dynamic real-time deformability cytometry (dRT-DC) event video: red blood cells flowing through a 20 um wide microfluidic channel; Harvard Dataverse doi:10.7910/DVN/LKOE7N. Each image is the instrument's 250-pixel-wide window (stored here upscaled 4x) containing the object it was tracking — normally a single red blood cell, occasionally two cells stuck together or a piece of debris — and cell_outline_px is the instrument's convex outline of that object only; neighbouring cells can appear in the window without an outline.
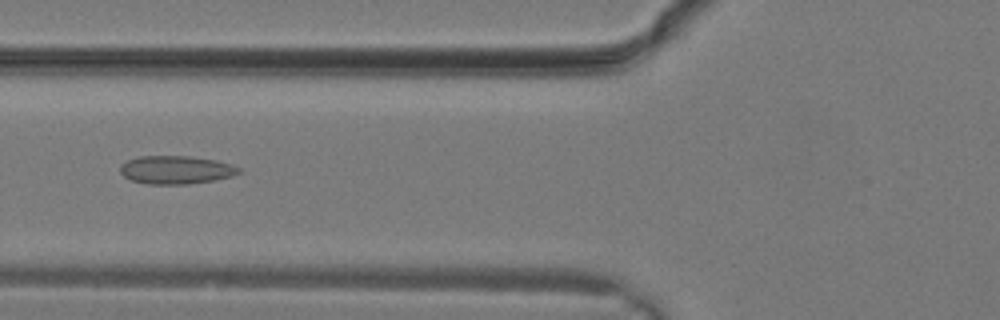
{"species": "common noctule bat (a hibernating species)", "species_latin": "Nyctalus noctula", "temperature_condition": "warm", "stored_images_in_passage": 13, "camera_frame_rate_fps": 3000, "um_per_image_px": 0.085, "animal": {"sex": "male", "body_mass_g": 19.2, "forearm_length_mm": 51.8}, "frame": {"image": 1, "passage_image": 10, "time_ms": 3.0, "image_size_px": [1000, 320], "cell_outline_px": [[244, 172], [232, 176], [216, 180], [188, 184], [148, 184], [132, 180], [124, 176], [120, 172], [120, 164], [128, 160], [140, 156], [188, 156], [216, 160], [232, 164], [240, 168]], "centroid_in_image_um": [15.0, 14.44], "position_along_channel_um": 110.8, "area_um2": 19.65}}
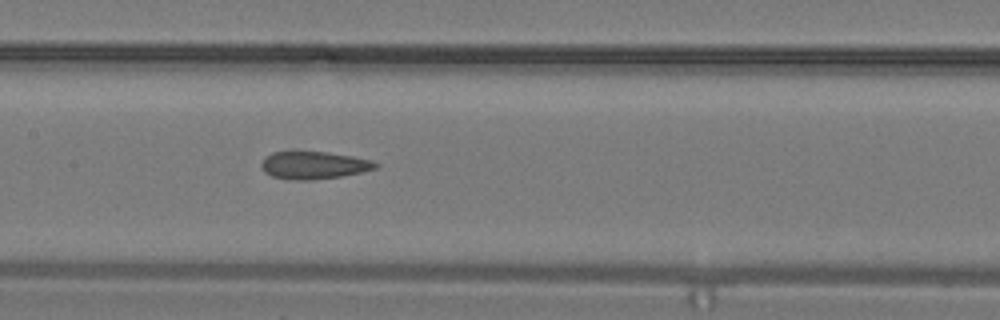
{"frame": {"image": 2, "passage_image": 13, "time_ms": 4.0, "image_size_px": [1000, 320], "cell_outline_px": [[380, 164], [376, 168], [360, 172], [340, 176], [308, 180], [296, 180], [272, 176], [264, 172], [260, 164], [264, 156], [272, 152], [328, 152], [352, 156], [372, 160]], "centroid_in_image_um": [26.65, 14.03], "position_along_channel_um": 180.7, "area_um2": 18.21}}